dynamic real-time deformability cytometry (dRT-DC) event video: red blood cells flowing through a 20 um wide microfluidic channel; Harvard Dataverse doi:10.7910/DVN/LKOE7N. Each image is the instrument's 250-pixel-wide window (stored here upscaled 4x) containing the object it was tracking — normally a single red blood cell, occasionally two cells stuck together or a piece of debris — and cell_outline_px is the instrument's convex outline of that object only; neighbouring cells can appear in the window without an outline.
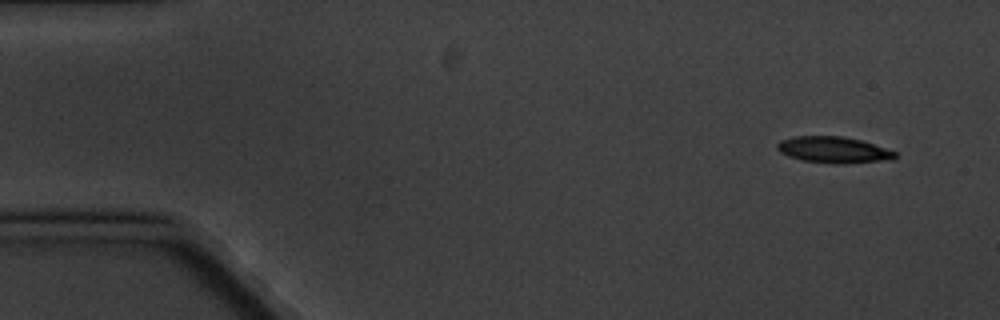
{"species": "common noctule bat (a hibernating species)", "species_latin": "Nyctalus noctula", "temperature_condition": "cold", "stored_images_in_passage": 6, "camera_frame_rate_fps": 3000, "um_per_image_px": 0.085, "animal": {"sex": "male", "body_mass_g": 20.1, "forearm_length_mm": 53.5}, "frame": {"image": 1, "passage_image": 1, "time_ms": 0.0, "image_size_px": [1000, 320], "cell_outline_px": [[896, 156], [880, 160], [844, 164], [836, 164], [800, 160], [788, 156], [780, 152], [776, 148], [776, 144], [780, 140], [796, 136], [844, 136], [860, 140], [896, 152]], "centroid_in_image_um": [70.74, 12.73], "position_along_channel_um": 14.3, "area_um2": 17.8}}
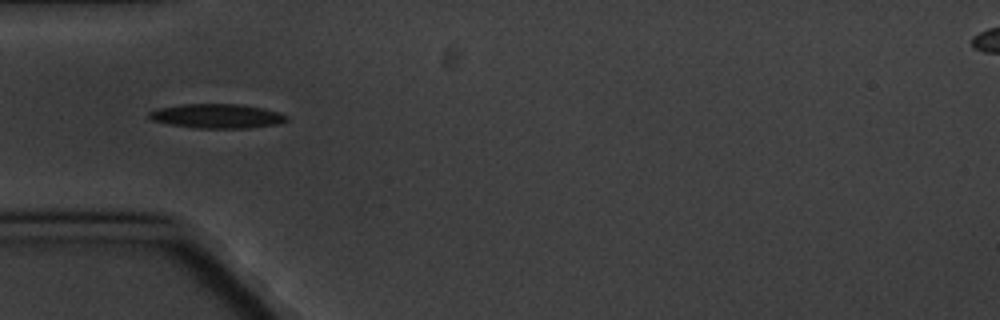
{"frame": {"image": 2, "passage_image": 5, "time_ms": 4.667, "image_size_px": [1000, 320], "cell_outline_px": [[288, 120], [276, 124], [248, 128], [196, 128], [168, 124], [152, 120], [148, 116], [148, 112], [160, 108], [184, 104], [240, 104], [264, 108], [280, 112], [288, 116]], "centroid_in_image_um": [18.46, 9.86], "position_along_channel_um": 66.5, "area_um2": 19.48}}